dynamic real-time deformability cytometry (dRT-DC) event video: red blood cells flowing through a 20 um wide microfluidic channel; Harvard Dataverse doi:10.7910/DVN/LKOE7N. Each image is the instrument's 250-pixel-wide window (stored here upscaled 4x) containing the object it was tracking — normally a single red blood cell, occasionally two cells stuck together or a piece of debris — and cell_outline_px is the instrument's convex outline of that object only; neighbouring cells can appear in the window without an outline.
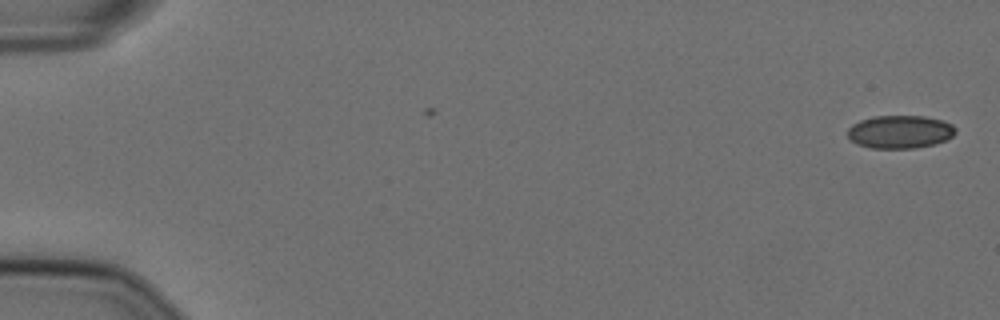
{"species": "Egyptian fruit bat (a non-hibernating species)", "species_latin": "Rousettus aegyptiacus", "temperature_condition": "cold", "stored_images_in_passage": 56, "camera_frame_rate_fps": 3000, "um_per_image_px": 0.085, "animal": {"sex": "female"}, "frame": {"image": 1, "passage_image": 1, "time_ms": 0.0, "image_size_px": [1000, 320], "cell_outline_px": [[956, 132], [948, 140], [916, 148], [872, 148], [856, 144], [848, 136], [848, 128], [852, 124], [860, 120], [872, 116], [924, 116], [944, 120], [952, 124], [956, 128]], "centroid_in_image_um": [76.51, 11.2], "position_along_channel_um": 8.5, "area_um2": 20.92}}
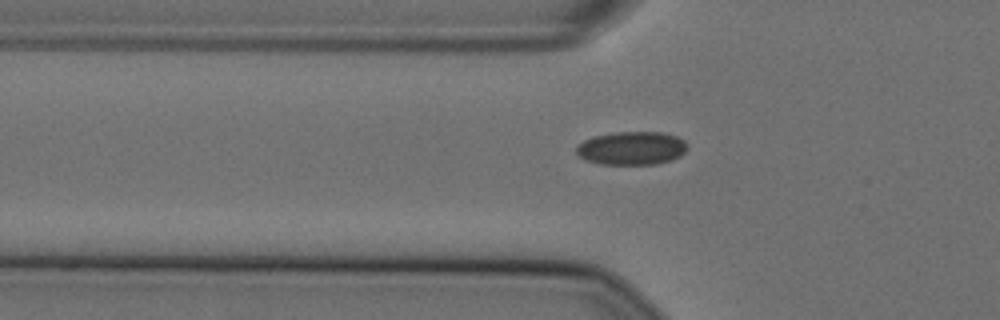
{"frame": {"image": 2, "passage_image": 19, "time_ms": 6.0, "image_size_px": [1000, 320], "cell_outline_px": [[688, 148], [680, 156], [672, 160], [656, 164], [600, 164], [584, 160], [576, 152], [576, 148], [584, 140], [592, 136], [616, 132], [660, 132], [676, 136], [684, 140], [688, 144]], "centroid_in_image_um": [53.7, 12.6], "position_along_channel_um": 72.1, "area_um2": 21.68}}
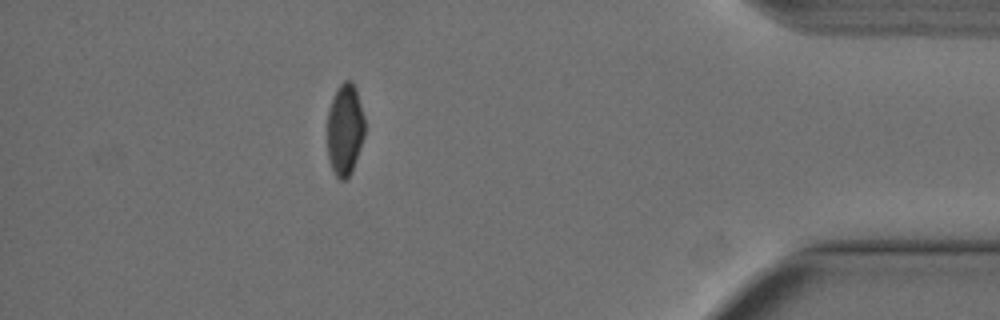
{"frame": {"image": 3, "passage_image": 50, "time_ms": 16.333, "image_size_px": [1000, 320], "cell_outline_px": [[364, 136], [352, 172], [344, 180], [340, 180], [336, 176], [328, 160], [328, 112], [332, 96], [336, 88], [344, 80], [352, 80], [356, 88], [364, 116]], "centroid_in_image_um": [29.31, 10.98], "position_along_channel_um": 405.9, "area_um2": 20.11}, "authors_computed_cell_mechanics": {"area_um2": 21.2415, "velocity_mm_per_s": 3.6221, "shape_relaxation_time_tau1_ms": null, "shape_relaxation_time_tau2_ms": 2.1751, "deformation_change_tau1": null, "deformation_change_tau2": 0.0426}}